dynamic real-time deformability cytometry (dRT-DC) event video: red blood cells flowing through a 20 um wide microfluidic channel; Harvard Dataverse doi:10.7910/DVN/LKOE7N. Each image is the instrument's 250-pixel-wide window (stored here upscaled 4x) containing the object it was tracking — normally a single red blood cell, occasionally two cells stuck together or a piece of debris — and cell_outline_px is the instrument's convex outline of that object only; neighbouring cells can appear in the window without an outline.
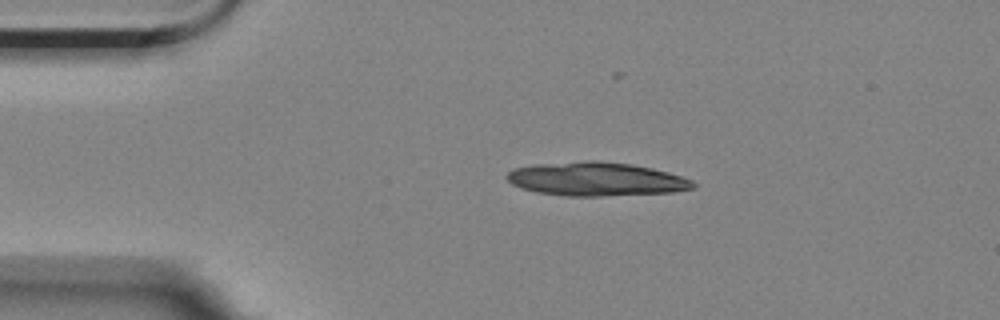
{"species": "Egyptian fruit bat (a non-hibernating species)", "species_latin": "Rousettus aegyptiacus", "temperature_condition": "room temperature", "stored_images_in_passage": 4, "camera_frame_rate_fps": 3000, "um_per_image_px": 0.085, "animal": {"sex": "female"}, "frame": {"image": 1, "passage_image": 1, "time_ms": 0.0, "image_size_px": [1000, 320], "cell_outline_px": [[696, 188], [672, 192], [600, 196], [568, 196], [536, 192], [512, 184], [504, 176], [508, 172], [516, 168], [536, 164], [584, 160], [600, 160], [632, 164], [652, 168], [684, 176], [692, 180], [696, 184]], "centroid_in_image_um": [50.71, 15.21], "position_along_channel_um": 34.3, "area_um2": 36.76}}
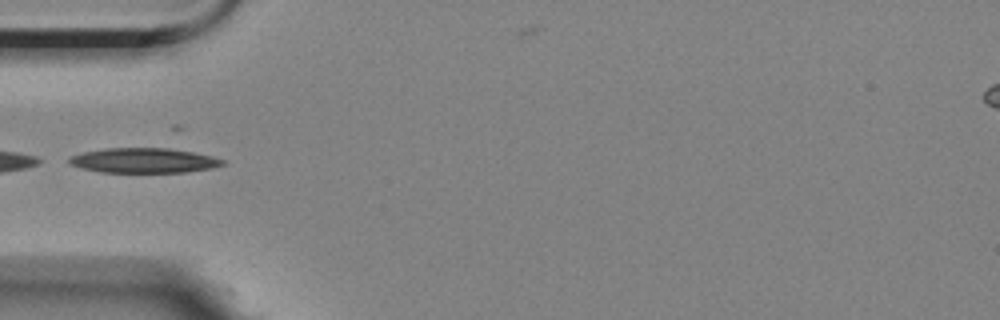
{"frame": {"image": 2, "passage_image": 3, "time_ms": 2.333, "image_size_px": [1000, 320], "cell_outline_px": [[224, 164], [212, 168], [188, 172], [100, 172], [80, 168], [68, 164], [68, 156], [84, 152], [104, 148], [168, 148], [192, 152], [212, 156], [224, 160]], "centroid_in_image_um": [12.17, 13.64], "position_along_channel_um": 72.8, "area_um2": 22.31}}
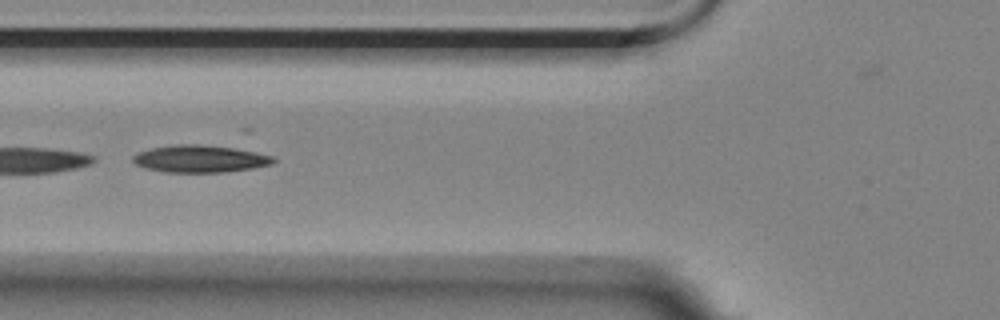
{"frame": {"image": 3, "passage_image": 4, "time_ms": 3.333, "image_size_px": [1000, 320], "cell_outline_px": [[276, 160], [272, 164], [252, 168], [224, 172], [164, 172], [148, 168], [136, 164], [132, 160], [132, 156], [140, 152], [152, 148], [176, 144], [200, 144], [248, 148], [272, 156]], "centroid_in_image_um": [17.09, 13.47], "position_along_channel_um": 108.7, "area_um2": 22.6}}